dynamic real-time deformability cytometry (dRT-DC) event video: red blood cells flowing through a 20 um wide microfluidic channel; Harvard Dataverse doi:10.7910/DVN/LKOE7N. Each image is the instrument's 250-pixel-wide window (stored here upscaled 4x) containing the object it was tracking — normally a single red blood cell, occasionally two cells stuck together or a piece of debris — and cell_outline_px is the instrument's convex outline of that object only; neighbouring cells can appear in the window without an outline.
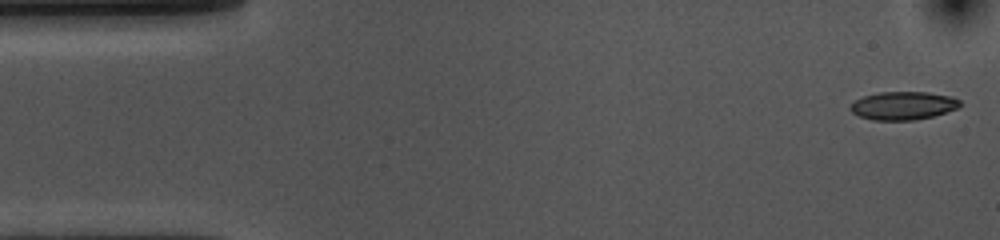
{"species": "common noctule bat (a hibernating species)", "species_latin": "Nyctalus noctula", "temperature_condition": "cold", "stored_images_in_passage": 53, "camera_frame_rate_fps": 3000, "um_per_image_px": 0.085, "animal": {"sex": "female", "body_mass_g": 10.0, "forearm_length_mm": 53.1}, "frame": {"image": 1, "passage_image": 1, "time_ms": 0.0, "image_size_px": [1000, 240], "cell_outline_px": [[960, 104], [956, 108], [932, 116], [916, 120], [872, 120], [860, 116], [852, 112], [848, 108], [856, 100], [864, 96], [880, 92], [928, 92], [952, 96], [960, 100]], "centroid_in_image_um": [76.75, 8.97], "position_along_channel_um": 8.2, "area_um2": 17.86}}
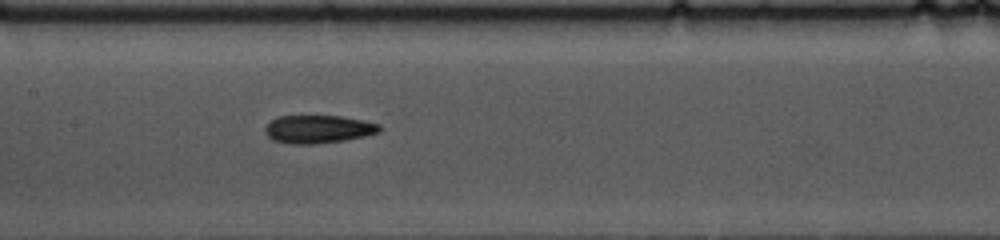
{"frame": {"image": 2, "passage_image": 24, "time_ms": 7.667, "image_size_px": [1000, 240], "cell_outline_px": [[380, 132], [364, 136], [344, 140], [316, 144], [292, 144], [272, 140], [264, 132], [264, 128], [272, 120], [280, 116], [340, 116], [364, 120], [380, 124]], "centroid_in_image_um": [27.05, 10.98], "position_along_channel_um": 180.4, "area_um2": 18.67}}
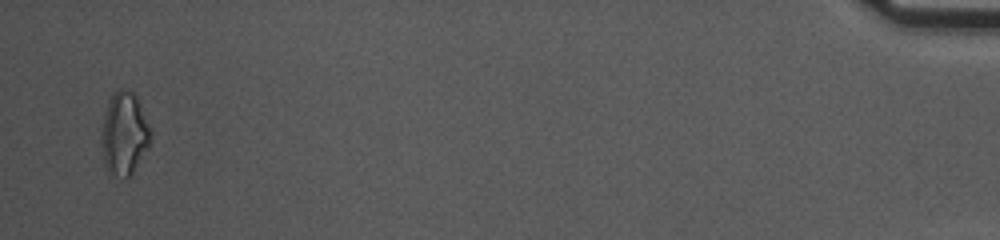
{"frame": {"image": 3, "passage_image": 52, "time_ms": 17.0, "image_size_px": [1000, 240], "cell_outline_px": [[152, 136], [148, 148], [132, 172], [124, 180], [108, 176], [104, 164], [100, 144], [100, 132], [108, 100], [112, 92], [120, 88], [124, 88], [132, 92], [136, 96], [152, 132]], "centroid_in_image_um": [10.52, 11.4], "position_along_channel_um": 424.7, "area_um2": 24.39}, "authors_computed_cell_mechanics": {"area_um2": 18.6694, "velocity_mm_per_s": 3.6215, "shape_relaxation_time_tau1_ms": 3.2306, "shape_relaxation_time_tau2_ms": 8.9217, "deformation_change_tau1": 0.1221, "deformation_change_tau2": 0.158}}